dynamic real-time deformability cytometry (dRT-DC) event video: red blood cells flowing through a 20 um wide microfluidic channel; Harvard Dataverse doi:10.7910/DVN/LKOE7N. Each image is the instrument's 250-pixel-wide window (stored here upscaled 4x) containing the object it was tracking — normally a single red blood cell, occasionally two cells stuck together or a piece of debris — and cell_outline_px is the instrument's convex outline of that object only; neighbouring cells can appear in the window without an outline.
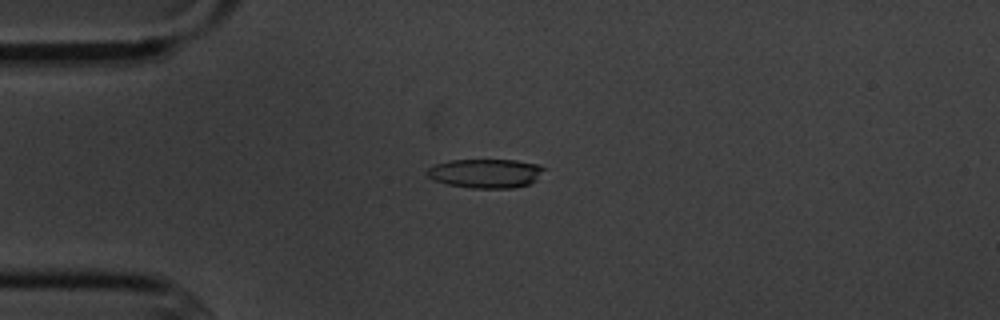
{"species": "common noctule bat (a hibernating species)", "species_latin": "Nyctalus noctula", "temperature_condition": "cold", "stored_images_in_passage": 5, "camera_frame_rate_fps": 3000, "um_per_image_px": 0.085, "animal": {"sex": "male", "body_mass_g": 20.1, "forearm_length_mm": 53.5}, "frame": {"image": 1, "passage_image": 3, "time_ms": 2.333, "image_size_px": [1000, 320], "cell_outline_px": [[548, 168], [536, 180], [528, 184], [512, 188], [472, 188], [448, 184], [436, 180], [428, 176], [424, 172], [428, 168], [436, 164], [452, 160], [516, 160], [540, 164]], "centroid_in_image_um": [41.34, 14.72], "position_along_channel_um": 43.7, "area_um2": 19.88}}
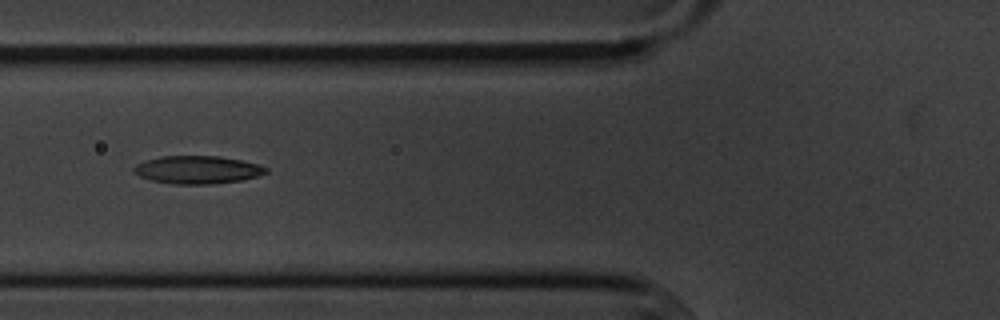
{"frame": {"image": 2, "passage_image": 5, "time_ms": 4.667, "image_size_px": [1000, 320], "cell_outline_px": [[268, 172], [244, 180], [212, 184], [172, 184], [152, 180], [140, 176], [132, 172], [132, 168], [136, 164], [144, 160], [160, 156], [216, 156], [240, 160], [260, 164], [268, 168]], "centroid_in_image_um": [16.77, 14.43], "position_along_channel_um": 109.0, "area_um2": 21.62}}